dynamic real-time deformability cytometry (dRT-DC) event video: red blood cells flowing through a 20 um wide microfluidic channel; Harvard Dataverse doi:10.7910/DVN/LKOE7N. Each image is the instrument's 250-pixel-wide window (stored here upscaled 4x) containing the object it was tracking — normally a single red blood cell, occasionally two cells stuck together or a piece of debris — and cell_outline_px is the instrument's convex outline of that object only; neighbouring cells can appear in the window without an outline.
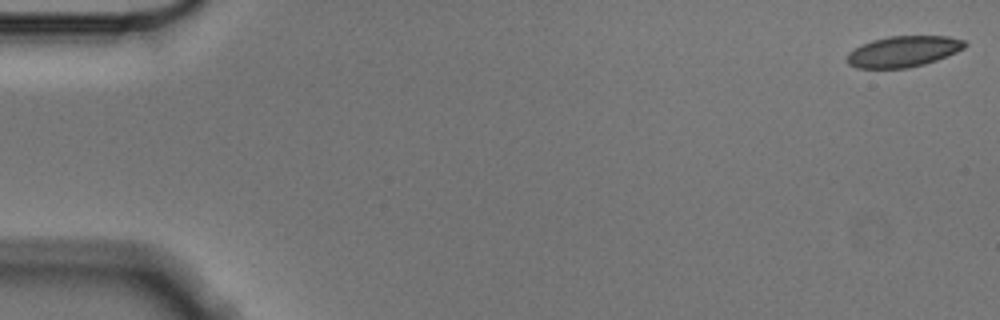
{"species": "Egyptian fruit bat (a non-hibernating species)", "species_latin": "Rousettus aegyptiacus", "temperature_condition": "cold", "stored_images_in_passage": 56, "camera_frame_rate_fps": 3000, "um_per_image_px": 0.085, "animal": {"sex": "male"}, "frame": {"image": 1, "passage_image": 1, "time_ms": 0.0, "image_size_px": [1000, 320], "cell_outline_px": [[968, 44], [964, 48], [956, 52], [936, 60], [924, 64], [908, 68], [856, 68], [848, 64], [844, 60], [848, 52], [860, 44], [872, 40], [888, 36], [948, 36], [964, 40]], "centroid_in_image_um": [76.73, 4.37], "position_along_channel_um": 8.3, "area_um2": 21.44}}
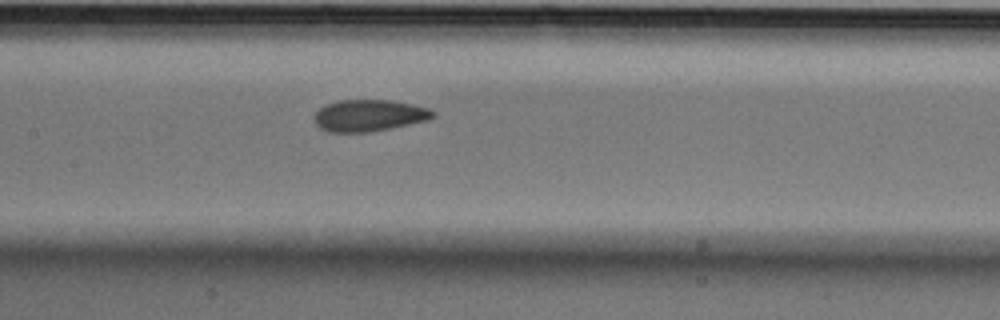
{"frame": {"image": 2, "passage_image": 27, "time_ms": 8.667, "image_size_px": [1000, 320], "cell_outline_px": [[436, 116], [428, 120], [392, 128], [372, 132], [328, 132], [320, 128], [316, 124], [316, 112], [324, 104], [336, 100], [388, 100], [412, 104], [428, 108], [436, 112]], "centroid_in_image_um": [31.39, 9.82], "position_along_channel_um": 176.0, "area_um2": 22.02}}
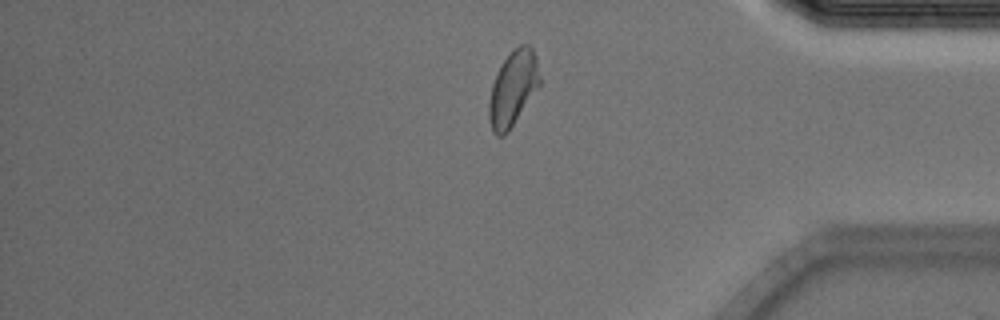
{"frame": {"image": 3, "passage_image": 47, "time_ms": 15.333, "image_size_px": [1000, 320], "cell_outline_px": [[540, 84], [508, 132], [504, 136], [496, 136], [492, 132], [488, 116], [488, 104], [492, 84], [496, 72], [500, 64], [520, 44], [528, 44], [532, 48], [536, 56], [540, 76]], "centroid_in_image_um": [43.58, 7.53], "position_along_channel_um": 391.6, "area_um2": 22.14}, "authors_computed_cell_mechanics": {"area_um2": 22.1374, "velocity_mm_per_s": 3.5459, "shape_relaxation_time_tau1_ms": 5.6536, "shape_relaxation_time_tau2_ms": 1.946, "deformation_change_tau1": 0.1122, "deformation_change_tau2": 0.0661}}